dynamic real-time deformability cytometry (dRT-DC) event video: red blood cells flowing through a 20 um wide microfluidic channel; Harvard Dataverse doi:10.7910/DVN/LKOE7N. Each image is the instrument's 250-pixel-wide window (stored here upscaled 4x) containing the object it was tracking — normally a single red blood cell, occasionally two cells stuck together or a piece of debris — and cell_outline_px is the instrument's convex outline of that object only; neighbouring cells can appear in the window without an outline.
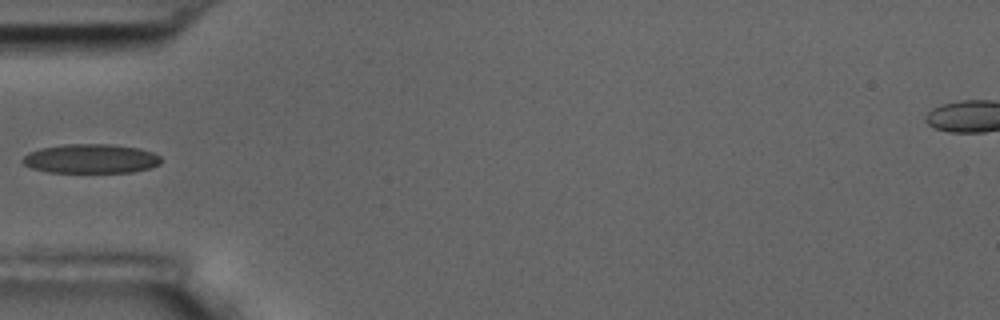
{"species": "common noctule bat (a hibernating species)", "species_latin": "Nyctalus noctula", "temperature_condition": "room temperature", "stored_images_in_passage": 5, "camera_frame_rate_fps": 3000, "um_per_image_px": 0.085, "animal": {"sex": "male", "body_mass_g": 17.5, "forearm_length_mm": 52.3}, "frame": {"image": 1, "passage_image": 4, "time_ms": 3.667, "image_size_px": [1000, 320], "cell_outline_px": [[160, 164], [148, 168], [132, 172], [48, 172], [32, 168], [24, 164], [20, 160], [28, 152], [40, 148], [64, 144], [112, 144], [140, 148], [152, 152], [160, 156]], "centroid_in_image_um": [7.7, 13.48], "position_along_channel_um": 77.3, "area_um2": 23.64}}